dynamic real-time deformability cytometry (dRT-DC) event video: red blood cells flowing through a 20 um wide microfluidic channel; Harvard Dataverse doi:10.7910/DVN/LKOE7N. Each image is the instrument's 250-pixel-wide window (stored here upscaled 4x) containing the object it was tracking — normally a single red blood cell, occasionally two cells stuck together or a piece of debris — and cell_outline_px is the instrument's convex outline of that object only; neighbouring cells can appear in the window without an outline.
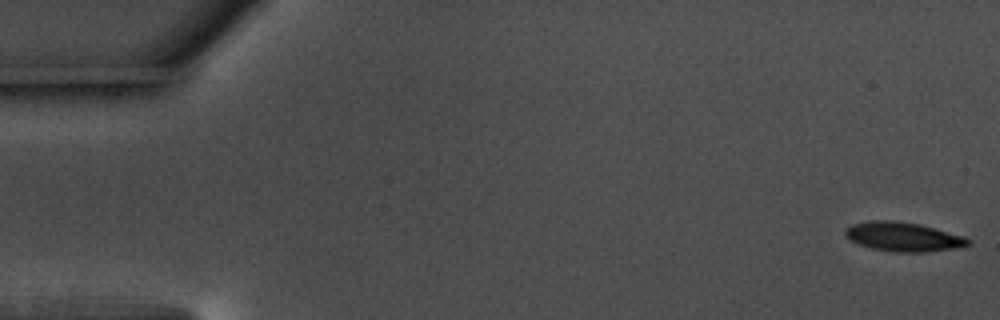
{"species": "common noctule bat (a hibernating species)", "species_latin": "Nyctalus noctula", "temperature_condition": "warm", "stored_images_in_passage": 56, "camera_frame_rate_fps": 3000, "um_per_image_px": 0.085, "animal": {"sex": "male", "body_mass_g": 17.5, "forearm_length_mm": 52.3}, "frame": {"image": 1, "passage_image": 1, "time_ms": 0.0, "image_size_px": [1000, 320], "cell_outline_px": [[972, 240], [968, 244], [952, 248], [924, 252], [896, 252], [872, 248], [848, 240], [844, 236], [844, 228], [852, 224], [868, 220], [892, 220], [920, 224], [964, 236]], "centroid_in_image_um": [76.7, 20.11], "position_along_channel_um": 8.3, "area_um2": 20.87}}
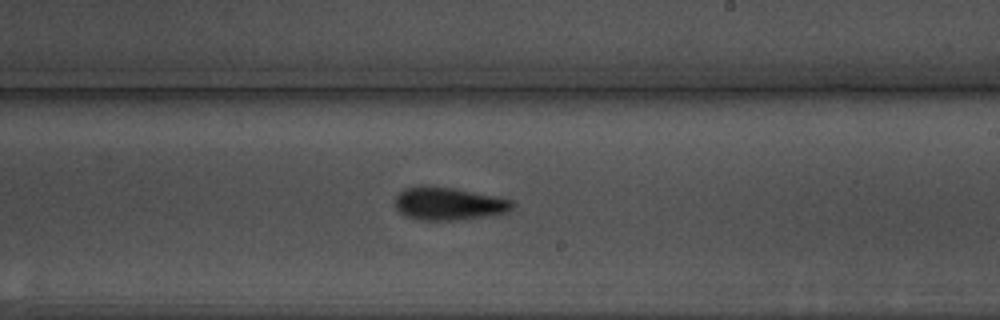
{"frame": {"image": 2, "passage_image": 33, "time_ms": 10.667, "image_size_px": [1000, 320], "cell_outline_px": [[516, 204], [508, 212], [456, 220], [420, 220], [404, 216], [396, 208], [396, 196], [404, 188], [420, 184], [424, 184], [456, 188], [496, 196], [512, 200]], "centroid_in_image_um": [38.11, 17.28], "position_along_channel_um": 250.9, "area_um2": 22.72}}
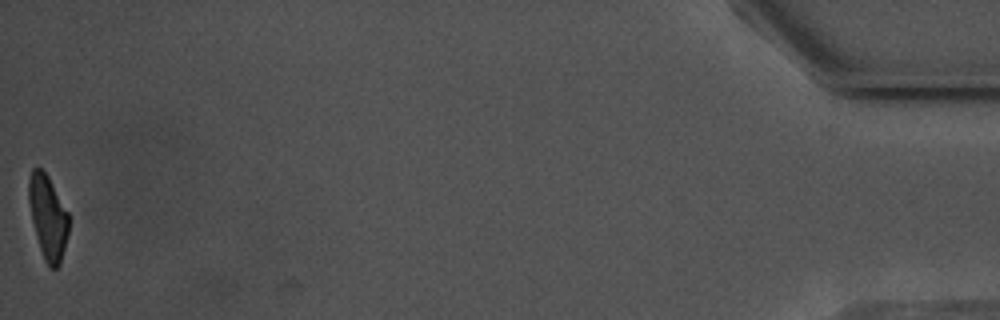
{"frame": {"image": 3, "passage_image": 56, "time_ms": 18.333, "image_size_px": [1000, 320], "cell_outline_px": [[68, 232], [60, 264], [56, 268], [48, 268], [44, 260], [36, 236], [32, 220], [28, 200], [28, 180], [32, 168], [40, 168], [48, 176], [68, 212]], "centroid_in_image_um": [4.06, 18.46], "position_along_channel_um": 431.1, "area_um2": 19.42}, "authors_computed_cell_mechanics": {"area_um2": 21.6172, "velocity_mm_per_s": 3.6564, "shape_relaxation_time_tau1_ms": 2.3772, "shape_relaxation_time_tau2_ms": 3.1081, "deformation_change_tau1": 0.1423, "deformation_change_tau2": 0.117}}